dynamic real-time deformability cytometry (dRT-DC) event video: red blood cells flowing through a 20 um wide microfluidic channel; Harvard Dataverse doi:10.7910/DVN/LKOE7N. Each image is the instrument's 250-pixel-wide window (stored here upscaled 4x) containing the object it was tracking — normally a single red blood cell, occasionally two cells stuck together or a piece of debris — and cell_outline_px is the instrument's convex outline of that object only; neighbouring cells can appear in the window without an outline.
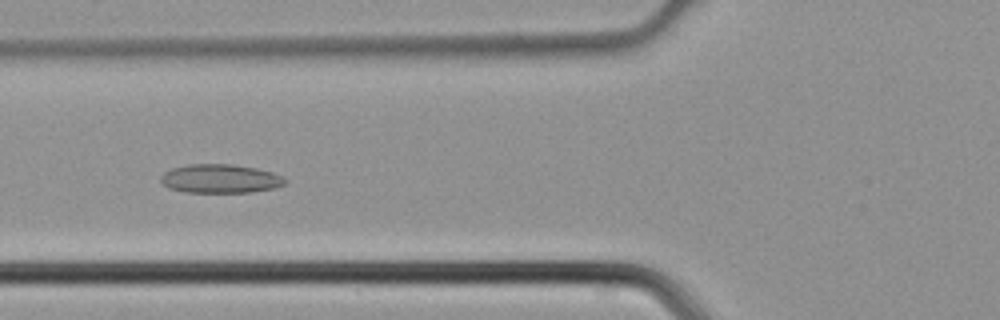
{"species": "common noctule bat (a hibernating species)", "species_latin": "Nyctalus noctula", "temperature_condition": "cold", "stored_images_in_passage": 46, "camera_frame_rate_fps": 3000, "um_per_image_px": 0.085, "animal": {"sex": "male", "body_mass_g": 21.5, "forearm_length_mm": 52.0}, "frame": {"image": 1, "passage_image": 18, "time_ms": 5.667, "image_size_px": [1000, 320], "cell_outline_px": [[288, 180], [284, 184], [276, 188], [252, 192], [184, 192], [168, 188], [160, 180], [160, 176], [164, 172], [172, 168], [188, 164], [232, 164], [256, 168], [272, 172], [284, 176]], "centroid_in_image_um": [18.74, 15.19], "position_along_channel_um": 107.1, "area_um2": 21.04}}
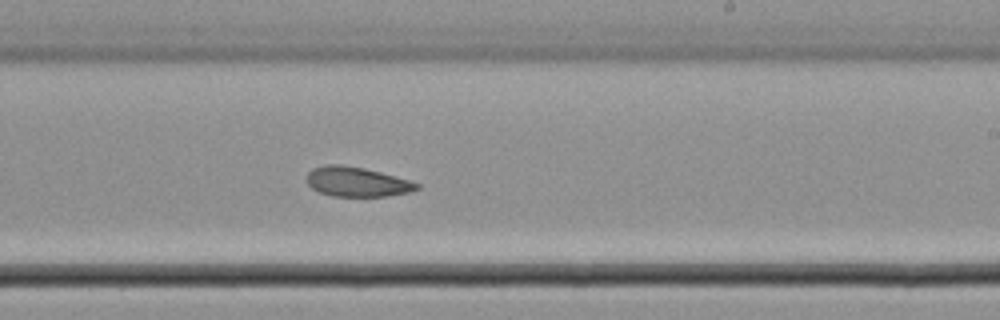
{"frame": {"image": 2, "passage_image": 28, "time_ms": 9.0, "image_size_px": [1000, 320], "cell_outline_px": [[420, 188], [408, 192], [388, 196], [332, 196], [320, 192], [312, 188], [308, 184], [308, 172], [312, 168], [324, 164], [340, 164], [364, 168], [380, 172], [408, 180], [420, 184]], "centroid_in_image_um": [30.32, 15.45], "position_along_channel_um": 258.7, "area_um2": 18.9}}
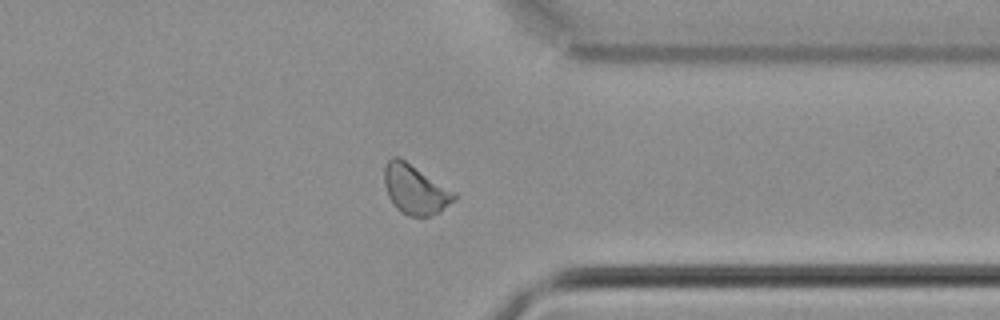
{"frame": {"image": 3, "passage_image": 36, "time_ms": 11.667, "image_size_px": [1000, 320], "cell_outline_px": [[456, 200], [440, 212], [432, 216], [408, 216], [400, 212], [396, 208], [388, 196], [384, 184], [384, 168], [388, 160], [392, 156], [396, 156], [404, 160], [456, 192]], "centroid_in_image_um": [35.29, 16.13], "position_along_channel_um": 376.1, "area_um2": 20.17}}